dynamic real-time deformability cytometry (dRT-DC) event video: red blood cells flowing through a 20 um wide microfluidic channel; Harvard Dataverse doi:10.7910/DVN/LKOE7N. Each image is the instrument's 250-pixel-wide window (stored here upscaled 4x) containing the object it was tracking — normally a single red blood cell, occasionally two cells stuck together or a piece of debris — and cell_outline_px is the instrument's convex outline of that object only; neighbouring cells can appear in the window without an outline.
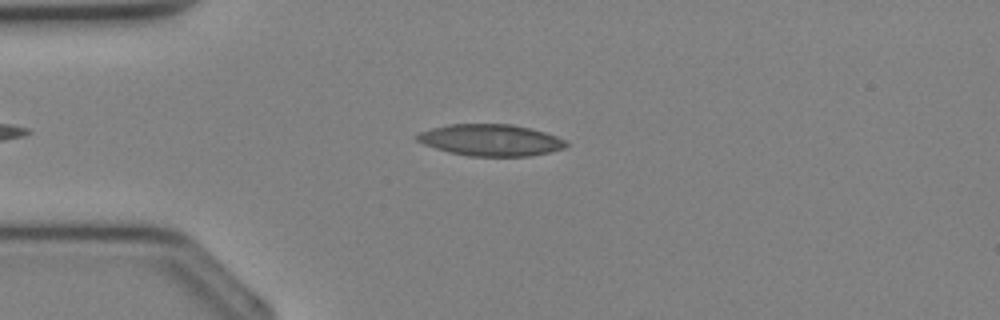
{"species": "Egyptian fruit bat (a non-hibernating species)", "species_latin": "Rousettus aegyptiacus", "temperature_condition": "cold", "stored_images_in_passage": 30, "camera_frame_rate_fps": 3000, "um_per_image_px": 0.085, "animal": {"sex": "female"}, "frame": {"image": 1, "passage_image": 6, "time_ms": 1.667, "image_size_px": [1000, 320], "cell_outline_px": [[568, 144], [564, 148], [532, 156], [468, 156], [448, 152], [424, 144], [416, 140], [412, 136], [420, 132], [432, 128], [448, 124], [512, 124], [544, 132], [556, 136], [564, 140]], "centroid_in_image_um": [41.66, 11.91], "position_along_channel_um": 43.3, "area_um2": 27.4}}
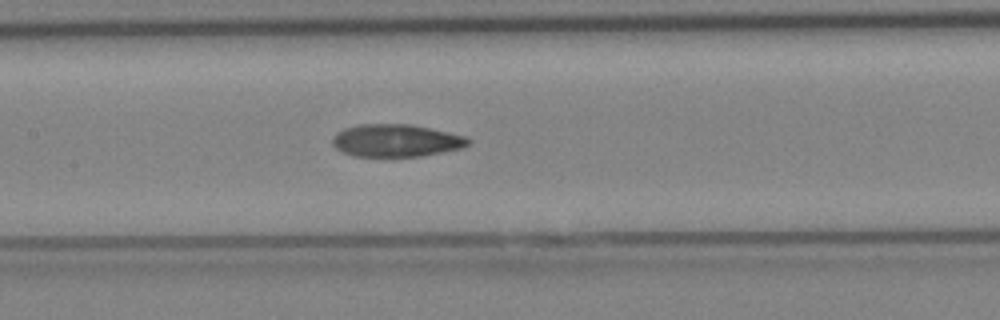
{"frame": {"image": 2, "passage_image": 14, "time_ms": 4.333, "image_size_px": [1000, 320], "cell_outline_px": [[472, 140], [468, 144], [460, 148], [420, 156], [356, 156], [344, 152], [336, 148], [332, 144], [332, 136], [336, 132], [344, 128], [360, 124], [412, 124], [468, 136]], "centroid_in_image_um": [33.66, 11.93], "position_along_channel_um": 173.7, "area_um2": 25.72}}
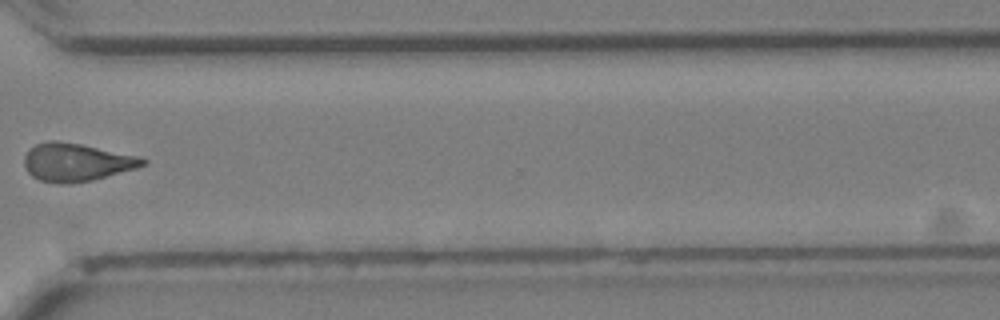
{"frame": {"image": 3, "passage_image": 24, "time_ms": 7.667, "image_size_px": [1000, 320], "cell_outline_px": [[148, 160], [144, 164], [136, 168], [92, 180], [64, 184], [56, 184], [40, 180], [32, 176], [28, 172], [24, 164], [24, 156], [36, 144], [48, 140], [56, 140], [80, 144], [140, 156]], "centroid_in_image_um": [6.48, 13.79], "position_along_channel_um": 364.1, "area_um2": 26.07}}